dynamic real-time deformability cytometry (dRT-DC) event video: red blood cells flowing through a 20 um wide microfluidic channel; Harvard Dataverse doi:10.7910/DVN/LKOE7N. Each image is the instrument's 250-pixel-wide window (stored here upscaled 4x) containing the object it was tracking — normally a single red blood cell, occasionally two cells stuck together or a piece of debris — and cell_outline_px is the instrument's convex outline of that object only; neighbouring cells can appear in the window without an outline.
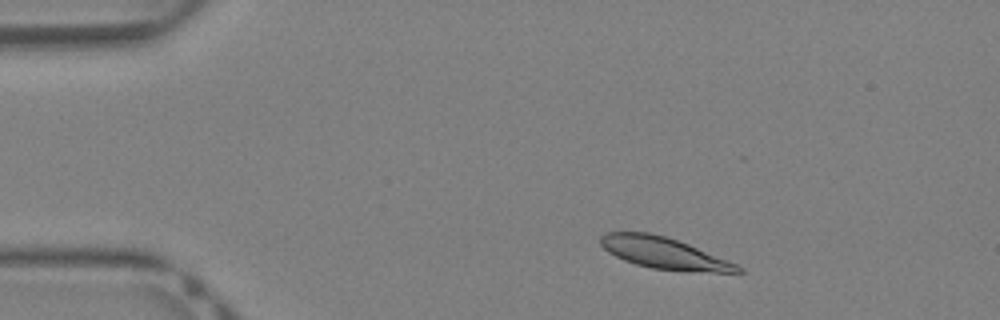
{"species": "Egyptian fruit bat (a non-hibernating species)", "species_latin": "Rousettus aegyptiacus", "temperature_condition": "warm", "stored_images_in_passage": 38, "camera_frame_rate_fps": 3000, "um_per_image_px": 0.085, "animal": {"sex": "female"}, "frame": {"image": 1, "passage_image": 4, "time_ms": 1.0, "image_size_px": [1000, 320], "cell_outline_px": [[744, 272], [688, 272], [652, 268], [636, 264], [624, 260], [608, 252], [600, 244], [600, 236], [608, 232], [648, 232], [664, 236], [688, 244], [736, 264], [744, 268]], "centroid_in_image_um": [56.43, 21.52], "position_along_channel_um": 28.6, "area_um2": 24.97}}
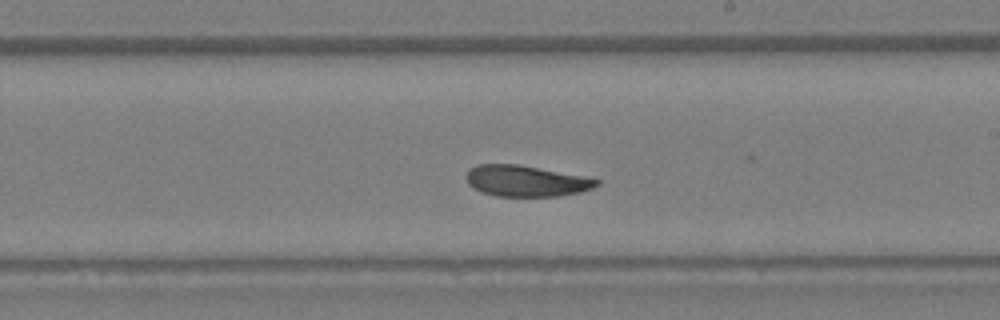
{"frame": {"image": 2, "passage_image": 21, "time_ms": 6.667, "image_size_px": [1000, 320], "cell_outline_px": [[600, 184], [592, 188], [580, 192], [556, 196], [496, 196], [484, 192], [468, 184], [468, 168], [476, 164], [516, 164], [584, 176], [600, 180]], "centroid_in_image_um": [44.73, 15.37], "position_along_channel_um": 244.3, "area_um2": 23.29}}
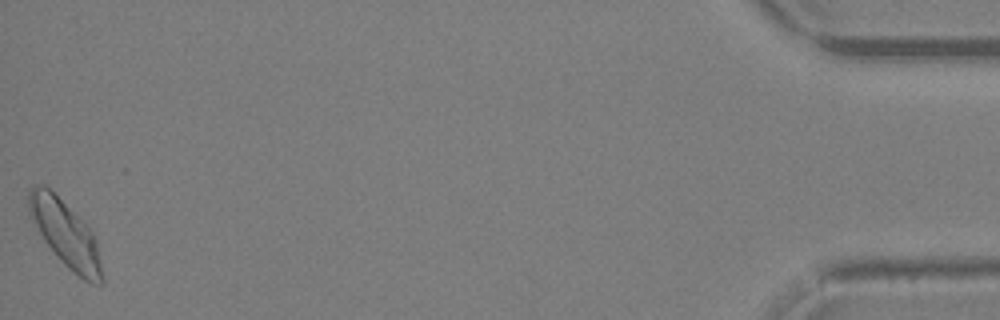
{"frame": {"image": 3, "passage_image": 38, "time_ms": 12.333, "image_size_px": [1000, 320], "cell_outline_px": [[104, 284], [92, 284], [84, 280], [68, 268], [60, 260], [44, 240], [28, 216], [28, 192], [32, 184], [44, 184], [92, 232], [96, 240], [104, 276]], "centroid_in_image_um": [5.54, 19.91], "position_along_channel_um": 429.7, "area_um2": 27.86}, "authors_computed_cell_mechanics": {"area_um2": 24.9696, "velocity_mm_per_s": 4.9826, "shape_relaxation_time_tau1_ms": 3.707, "shape_relaxation_time_tau2_ms": 1.9006, "deformation_change_tau1": 0.1301, "deformation_change_tau2": 0.0731}}